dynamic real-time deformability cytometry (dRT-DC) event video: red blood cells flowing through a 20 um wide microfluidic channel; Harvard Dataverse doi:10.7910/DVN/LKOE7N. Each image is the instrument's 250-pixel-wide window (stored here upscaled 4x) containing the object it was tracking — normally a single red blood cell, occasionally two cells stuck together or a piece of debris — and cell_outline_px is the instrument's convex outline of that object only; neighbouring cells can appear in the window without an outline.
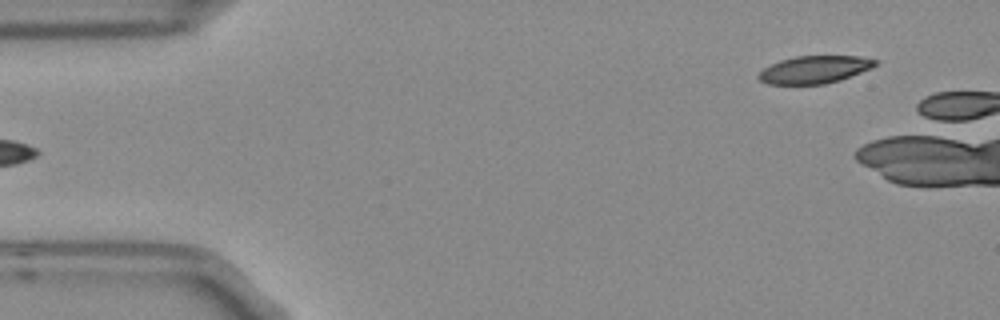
{"species": "Egyptian fruit bat (a non-hibernating species)", "species_latin": "Rousettus aegyptiacus", "temperature_condition": "room temperature", "stored_images_in_passage": 5, "camera_frame_rate_fps": 3000, "um_per_image_px": 0.085, "frame": {"image": 1, "passage_image": 5, "time_ms": 1.333, "image_size_px": [1000, 320], "cell_outline_px": [[880, 64], [872, 68], [840, 80], [824, 84], [768, 84], [760, 80], [756, 76], [764, 68], [780, 60], [796, 56], [860, 56], [880, 60]], "centroid_in_image_um": [69.29, 5.91], "position_along_channel_um": 15.7, "area_um2": 18.84}}